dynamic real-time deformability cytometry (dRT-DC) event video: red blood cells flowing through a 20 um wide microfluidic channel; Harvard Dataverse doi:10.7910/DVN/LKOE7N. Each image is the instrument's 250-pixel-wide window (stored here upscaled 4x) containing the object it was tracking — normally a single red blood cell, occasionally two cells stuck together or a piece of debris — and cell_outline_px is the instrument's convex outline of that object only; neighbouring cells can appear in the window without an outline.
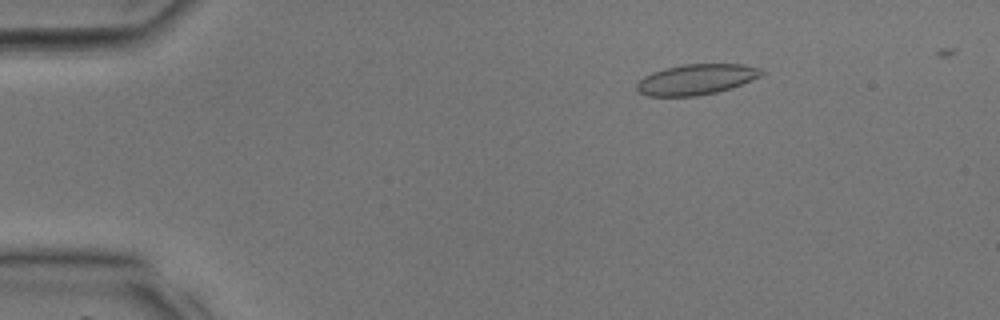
{"species": "common noctule bat (a hibernating species)", "species_latin": "Nyctalus noctula", "temperature_condition": "room temperature", "stored_images_in_passage": 38, "camera_frame_rate_fps": 3000, "um_per_image_px": 0.085, "animal": {"sex": "male", "body_mass_g": 17.9, "forearm_length_mm": 54.2}, "frame": {"image": 1, "passage_image": 6, "time_ms": 1.667, "image_size_px": [1000, 320], "cell_outline_px": [[764, 72], [760, 76], [740, 84], [716, 92], [696, 96], [648, 96], [640, 92], [636, 88], [636, 84], [644, 76], [652, 72], [664, 68], [684, 64], [744, 64], [760, 68]], "centroid_in_image_um": [59.15, 6.74], "position_along_channel_um": 25.9, "area_um2": 21.96}}
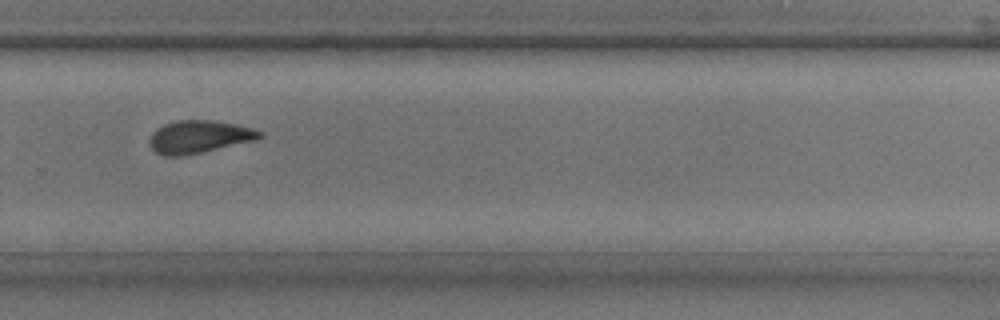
{"frame": {"image": 2, "passage_image": 26, "time_ms": 8.333, "image_size_px": [1000, 320], "cell_outline_px": [[264, 136], [256, 140], [184, 156], [164, 156], [156, 152], [148, 144], [148, 140], [152, 132], [156, 128], [164, 124], [180, 120], [212, 120], [236, 124], [252, 128], [264, 132]], "centroid_in_image_um": [16.91, 11.63], "position_along_channel_um": 312.9, "area_um2": 21.15}}
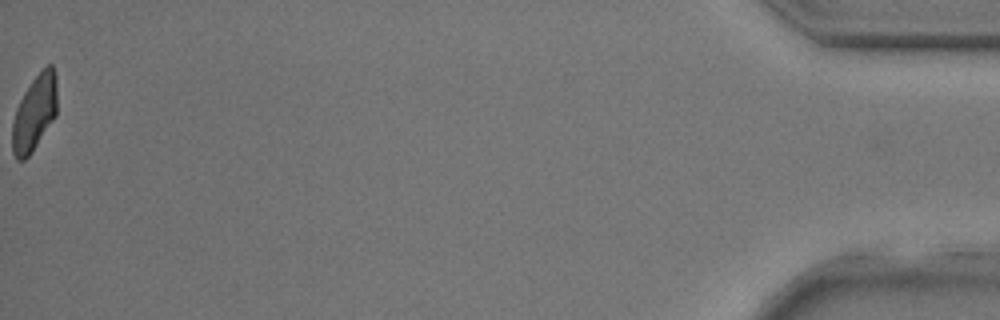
{"frame": {"image": 3, "passage_image": 38, "time_ms": 12.333, "image_size_px": [1000, 320], "cell_outline_px": [[56, 116], [32, 152], [24, 160], [16, 160], [12, 152], [12, 124], [16, 108], [24, 92], [32, 80], [48, 64], [52, 64], [56, 76]], "centroid_in_image_um": [2.92, 9.62], "position_along_channel_um": 432.3, "area_um2": 19.71}}